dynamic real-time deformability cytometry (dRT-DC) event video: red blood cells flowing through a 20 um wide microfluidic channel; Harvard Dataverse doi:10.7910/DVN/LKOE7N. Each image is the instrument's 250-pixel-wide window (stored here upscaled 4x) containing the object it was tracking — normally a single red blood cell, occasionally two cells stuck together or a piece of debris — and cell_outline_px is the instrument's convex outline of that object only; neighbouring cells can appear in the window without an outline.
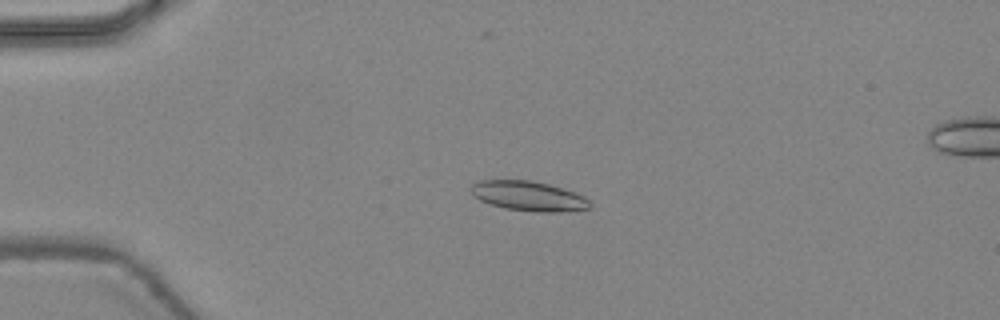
{"species": "common noctule bat (a hibernating species)", "species_latin": "Nyctalus noctula", "temperature_condition": "warm", "stored_images_in_passage": 4, "camera_frame_rate_fps": 3000, "um_per_image_px": 0.085, "animal": {"sex": "female", "body_mass_g": 24.6, "forearm_length_mm": 56.2}, "frame": {"image": 1, "passage_image": 2, "time_ms": 0.333, "image_size_px": [1000, 320], "cell_outline_px": [[592, 208], [560, 212], [536, 212], [504, 208], [488, 204], [480, 200], [468, 188], [472, 184], [480, 180], [528, 180], [548, 184], [584, 196], [592, 204]], "centroid_in_image_um": [44.91, 16.67], "position_along_channel_um": 40.1, "area_um2": 20.58}}
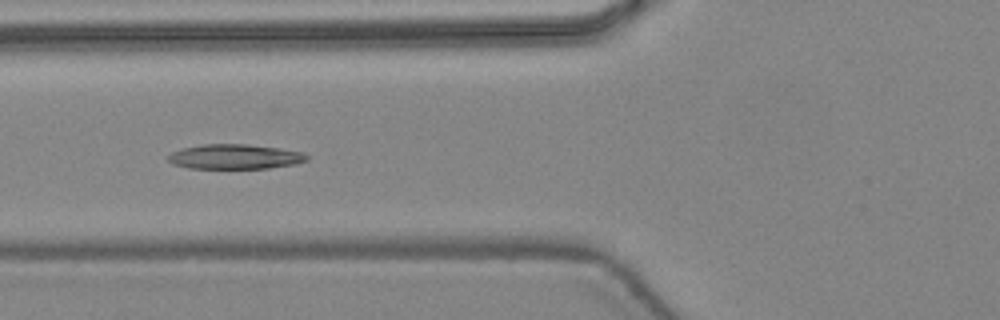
{"frame": {"image": 2, "passage_image": 4, "time_ms": 1.0, "image_size_px": [1000, 320], "cell_outline_px": [[308, 160], [296, 164], [268, 168], [188, 168], [172, 164], [168, 160], [168, 156], [172, 152], [180, 148], [200, 144], [248, 144], [304, 152], [308, 156]], "centroid_in_image_um": [19.94, 13.31], "position_along_channel_um": 105.9, "area_um2": 20.11}}